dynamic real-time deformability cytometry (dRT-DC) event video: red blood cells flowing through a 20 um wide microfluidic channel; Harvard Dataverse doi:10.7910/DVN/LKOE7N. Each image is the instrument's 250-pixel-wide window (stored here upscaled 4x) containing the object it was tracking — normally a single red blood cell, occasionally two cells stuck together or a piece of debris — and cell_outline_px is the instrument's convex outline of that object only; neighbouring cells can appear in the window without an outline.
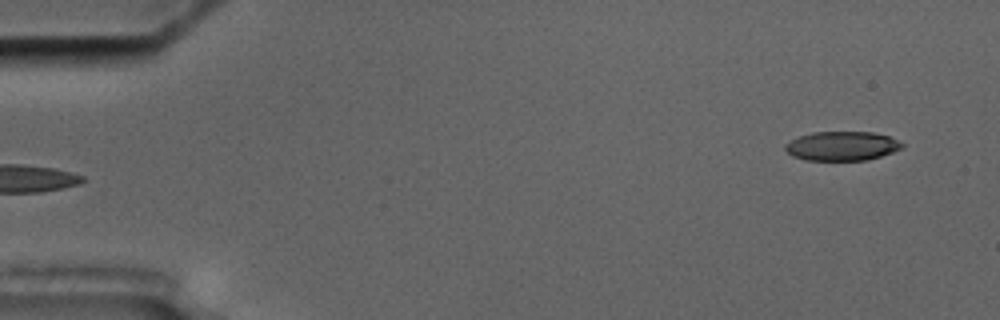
{"species": "common noctule bat (a hibernating species)", "species_latin": "Nyctalus noctula", "temperature_condition": "cold", "stored_images_in_passage": 4, "camera_frame_rate_fps": 3000, "um_per_image_px": 0.085, "animal": {"sex": "male", "body_mass_g": 17.5, "forearm_length_mm": 52.3}, "frame": {"image": 1, "passage_image": 4, "time_ms": 3.333, "image_size_px": [1000, 320], "cell_outline_px": [[904, 148], [868, 160], [804, 160], [792, 156], [784, 148], [784, 144], [800, 136], [812, 132], [872, 132], [888, 136], [904, 144]], "centroid_in_image_um": [71.56, 12.41], "position_along_channel_um": 13.4, "area_um2": 19.83}}